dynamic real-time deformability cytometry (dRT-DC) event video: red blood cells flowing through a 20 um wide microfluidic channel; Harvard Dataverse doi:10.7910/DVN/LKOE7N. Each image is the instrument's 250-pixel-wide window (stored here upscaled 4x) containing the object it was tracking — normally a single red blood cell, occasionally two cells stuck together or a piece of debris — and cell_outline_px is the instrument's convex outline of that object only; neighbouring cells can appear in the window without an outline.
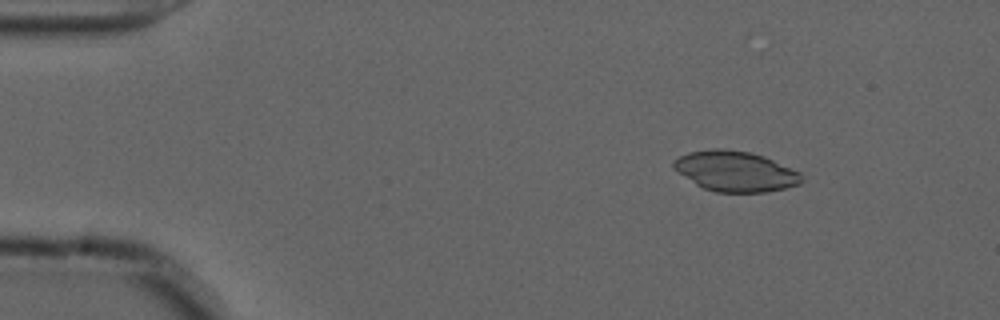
{"species": "common noctule bat (a hibernating species)", "species_latin": "Nyctalus noctula", "temperature_condition": "cold", "stored_images_in_passage": 49, "camera_frame_rate_fps": 3000, "um_per_image_px": 0.085, "animal": {"sex": "male", "forearm_length_mm": 52.5}, "frame": {"image": 1, "passage_image": 2, "time_ms": 0.333, "image_size_px": [1000, 320], "cell_outline_px": [[804, 180], [800, 184], [784, 188], [764, 192], [716, 192], [704, 188], [696, 184], [672, 168], [672, 160], [688, 152], [712, 148], [720, 148], [748, 152], [764, 156], [800, 172]], "centroid_in_image_um": [62.49, 14.55], "position_along_channel_um": 22.5, "area_um2": 30.06}}